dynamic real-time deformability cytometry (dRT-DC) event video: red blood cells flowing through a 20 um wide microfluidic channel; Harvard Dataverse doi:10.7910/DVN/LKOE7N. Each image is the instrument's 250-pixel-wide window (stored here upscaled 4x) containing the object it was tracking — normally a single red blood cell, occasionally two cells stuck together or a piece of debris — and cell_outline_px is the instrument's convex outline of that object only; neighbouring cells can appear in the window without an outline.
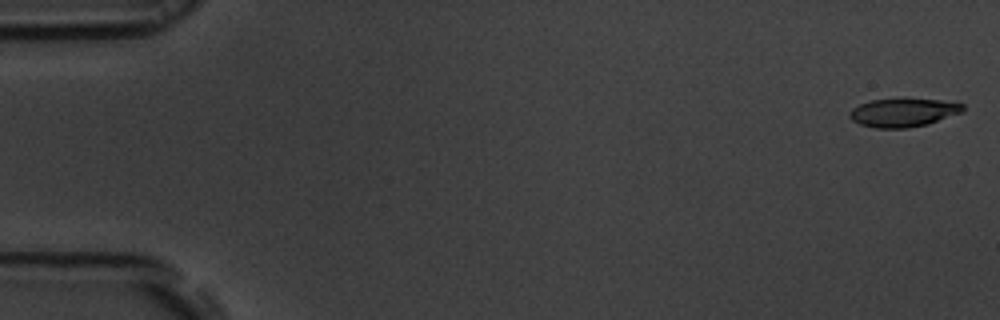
{"species": "common noctule bat (a hibernating species)", "species_latin": "Nyctalus noctula", "temperature_condition": "room temperature", "stored_images_in_passage": 55, "camera_frame_rate_fps": 3000, "um_per_image_px": 0.085, "animal": {"sex": "male", "body_mass_g": 19.5, "forearm_length_mm": 54.6}, "frame": {"image": 1, "passage_image": 1, "time_ms": 0.0, "image_size_px": [1000, 320], "cell_outline_px": [[964, 112], [928, 124], [908, 128], [876, 128], [860, 124], [852, 120], [848, 116], [848, 112], [852, 108], [860, 104], [872, 100], [904, 96], [940, 100], [964, 104]], "centroid_in_image_um": [76.79, 9.53], "position_along_channel_um": 8.2, "area_um2": 19.54}}
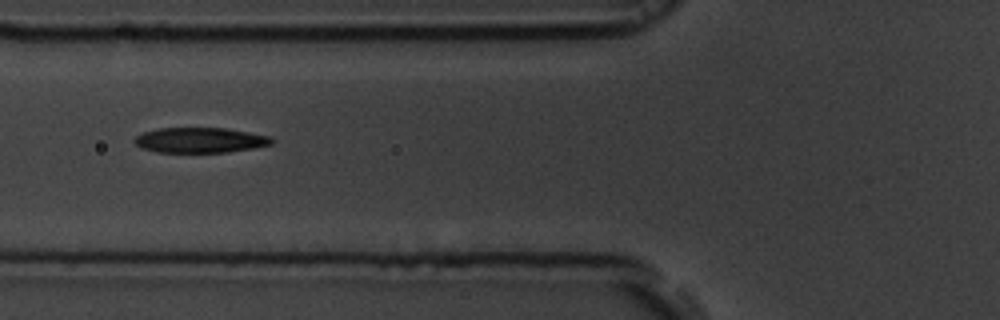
{"frame": {"image": 2, "passage_image": 21, "time_ms": 6.667, "image_size_px": [1000, 320], "cell_outline_px": [[276, 140], [272, 144], [252, 148], [228, 152], [156, 152], [140, 148], [132, 140], [136, 136], [144, 132], [160, 128], [224, 128], [272, 136]], "centroid_in_image_um": [17.02, 11.91], "position_along_channel_um": 108.8, "area_um2": 20.23}}
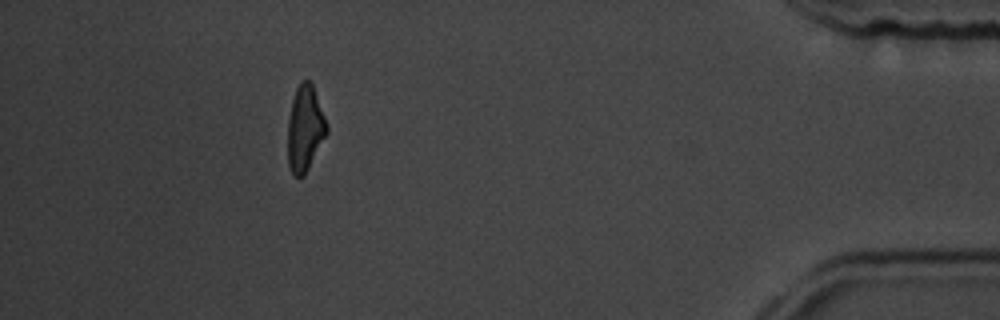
{"frame": {"image": 3, "passage_image": 50, "time_ms": 16.333, "image_size_px": [1000, 320], "cell_outline_px": [[328, 132], [304, 176], [296, 176], [292, 172], [288, 164], [288, 120], [292, 100], [296, 88], [300, 80], [308, 80], [312, 84], [324, 116], [328, 128]], "centroid_in_image_um": [25.91, 10.91], "position_along_channel_um": 409.3, "area_um2": 19.25}, "authors_computed_cell_mechanics": {"area_um2": 20.4034, "velocity_mm_per_s": 3.6918, "shape_relaxation_time_tau1_ms": 2.9634, "shape_relaxation_time_tau2_ms": 2.1772, "deformation_change_tau1": 0.1482, "deformation_change_tau2": 0.107}}